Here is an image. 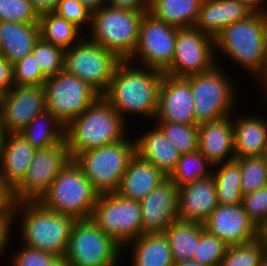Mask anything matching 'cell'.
Here are the masks:
<instances>
[{
    "mask_svg": "<svg viewBox=\"0 0 267 266\" xmlns=\"http://www.w3.org/2000/svg\"><path fill=\"white\" fill-rule=\"evenodd\" d=\"M128 123L100 96L65 126L64 140L73 159L77 154L124 140Z\"/></svg>",
    "mask_w": 267,
    "mask_h": 266,
    "instance_id": "7a4b0ae2",
    "label": "cell"
},
{
    "mask_svg": "<svg viewBox=\"0 0 267 266\" xmlns=\"http://www.w3.org/2000/svg\"><path fill=\"white\" fill-rule=\"evenodd\" d=\"M172 266H206L197 262L196 260H182V261H174Z\"/></svg>",
    "mask_w": 267,
    "mask_h": 266,
    "instance_id": "db71d44e",
    "label": "cell"
},
{
    "mask_svg": "<svg viewBox=\"0 0 267 266\" xmlns=\"http://www.w3.org/2000/svg\"><path fill=\"white\" fill-rule=\"evenodd\" d=\"M107 5L122 10L149 12V0H107Z\"/></svg>",
    "mask_w": 267,
    "mask_h": 266,
    "instance_id": "7dc6e473",
    "label": "cell"
},
{
    "mask_svg": "<svg viewBox=\"0 0 267 266\" xmlns=\"http://www.w3.org/2000/svg\"><path fill=\"white\" fill-rule=\"evenodd\" d=\"M233 140L235 158L262 156L267 147V118L250 113L234 117Z\"/></svg>",
    "mask_w": 267,
    "mask_h": 266,
    "instance_id": "484cf974",
    "label": "cell"
},
{
    "mask_svg": "<svg viewBox=\"0 0 267 266\" xmlns=\"http://www.w3.org/2000/svg\"><path fill=\"white\" fill-rule=\"evenodd\" d=\"M128 245H130L128 247ZM130 248L131 266H172L174 259L164 233H146L123 246Z\"/></svg>",
    "mask_w": 267,
    "mask_h": 266,
    "instance_id": "83f0119b",
    "label": "cell"
},
{
    "mask_svg": "<svg viewBox=\"0 0 267 266\" xmlns=\"http://www.w3.org/2000/svg\"><path fill=\"white\" fill-rule=\"evenodd\" d=\"M65 126L45 109L18 134L36 149L47 148L64 141Z\"/></svg>",
    "mask_w": 267,
    "mask_h": 266,
    "instance_id": "f546056e",
    "label": "cell"
},
{
    "mask_svg": "<svg viewBox=\"0 0 267 266\" xmlns=\"http://www.w3.org/2000/svg\"><path fill=\"white\" fill-rule=\"evenodd\" d=\"M82 3L91 13L98 11L102 6L107 4V0H78Z\"/></svg>",
    "mask_w": 267,
    "mask_h": 266,
    "instance_id": "816d5d0a",
    "label": "cell"
},
{
    "mask_svg": "<svg viewBox=\"0 0 267 266\" xmlns=\"http://www.w3.org/2000/svg\"><path fill=\"white\" fill-rule=\"evenodd\" d=\"M257 240L266 248L267 250V219H265L257 227Z\"/></svg>",
    "mask_w": 267,
    "mask_h": 266,
    "instance_id": "f5cc1de1",
    "label": "cell"
},
{
    "mask_svg": "<svg viewBox=\"0 0 267 266\" xmlns=\"http://www.w3.org/2000/svg\"><path fill=\"white\" fill-rule=\"evenodd\" d=\"M90 219L122 247L142 235L140 201L114 193L99 194Z\"/></svg>",
    "mask_w": 267,
    "mask_h": 266,
    "instance_id": "8fae6325",
    "label": "cell"
},
{
    "mask_svg": "<svg viewBox=\"0 0 267 266\" xmlns=\"http://www.w3.org/2000/svg\"><path fill=\"white\" fill-rule=\"evenodd\" d=\"M218 205L212 175L178 187L177 220L203 223Z\"/></svg>",
    "mask_w": 267,
    "mask_h": 266,
    "instance_id": "ffe728a7",
    "label": "cell"
},
{
    "mask_svg": "<svg viewBox=\"0 0 267 266\" xmlns=\"http://www.w3.org/2000/svg\"><path fill=\"white\" fill-rule=\"evenodd\" d=\"M203 0H149V13L177 28L193 27Z\"/></svg>",
    "mask_w": 267,
    "mask_h": 266,
    "instance_id": "f1b7e54d",
    "label": "cell"
},
{
    "mask_svg": "<svg viewBox=\"0 0 267 266\" xmlns=\"http://www.w3.org/2000/svg\"><path fill=\"white\" fill-rule=\"evenodd\" d=\"M254 77L258 78V80H260L262 82V85L264 86L263 89H265V91H266L265 94H266V98H267V68L264 69L261 73L257 74Z\"/></svg>",
    "mask_w": 267,
    "mask_h": 266,
    "instance_id": "11a10c76",
    "label": "cell"
},
{
    "mask_svg": "<svg viewBox=\"0 0 267 266\" xmlns=\"http://www.w3.org/2000/svg\"><path fill=\"white\" fill-rule=\"evenodd\" d=\"M262 266H267V251H266Z\"/></svg>",
    "mask_w": 267,
    "mask_h": 266,
    "instance_id": "680465c9",
    "label": "cell"
},
{
    "mask_svg": "<svg viewBox=\"0 0 267 266\" xmlns=\"http://www.w3.org/2000/svg\"><path fill=\"white\" fill-rule=\"evenodd\" d=\"M40 38L39 23L0 22V55L14 64L31 53Z\"/></svg>",
    "mask_w": 267,
    "mask_h": 266,
    "instance_id": "4316f807",
    "label": "cell"
},
{
    "mask_svg": "<svg viewBox=\"0 0 267 266\" xmlns=\"http://www.w3.org/2000/svg\"><path fill=\"white\" fill-rule=\"evenodd\" d=\"M213 164L199 150L179 157L175 170L169 178L180 187L212 175Z\"/></svg>",
    "mask_w": 267,
    "mask_h": 266,
    "instance_id": "836d02e7",
    "label": "cell"
},
{
    "mask_svg": "<svg viewBox=\"0 0 267 266\" xmlns=\"http://www.w3.org/2000/svg\"><path fill=\"white\" fill-rule=\"evenodd\" d=\"M235 160L240 166L242 195L251 194L267 186V165L262 156Z\"/></svg>",
    "mask_w": 267,
    "mask_h": 266,
    "instance_id": "d590c367",
    "label": "cell"
},
{
    "mask_svg": "<svg viewBox=\"0 0 267 266\" xmlns=\"http://www.w3.org/2000/svg\"><path fill=\"white\" fill-rule=\"evenodd\" d=\"M39 26L41 38L44 41L64 49L70 48L82 38L80 36L82 32L77 26L54 12L41 14Z\"/></svg>",
    "mask_w": 267,
    "mask_h": 266,
    "instance_id": "d6a6232c",
    "label": "cell"
},
{
    "mask_svg": "<svg viewBox=\"0 0 267 266\" xmlns=\"http://www.w3.org/2000/svg\"><path fill=\"white\" fill-rule=\"evenodd\" d=\"M14 201L12 189L0 177V209H7Z\"/></svg>",
    "mask_w": 267,
    "mask_h": 266,
    "instance_id": "c3c4849f",
    "label": "cell"
},
{
    "mask_svg": "<svg viewBox=\"0 0 267 266\" xmlns=\"http://www.w3.org/2000/svg\"><path fill=\"white\" fill-rule=\"evenodd\" d=\"M14 85V64L0 55V93H7Z\"/></svg>",
    "mask_w": 267,
    "mask_h": 266,
    "instance_id": "bcb514c9",
    "label": "cell"
},
{
    "mask_svg": "<svg viewBox=\"0 0 267 266\" xmlns=\"http://www.w3.org/2000/svg\"><path fill=\"white\" fill-rule=\"evenodd\" d=\"M177 31V27L156 19L149 12L145 13L140 23L136 50L128 61L164 73L174 57Z\"/></svg>",
    "mask_w": 267,
    "mask_h": 266,
    "instance_id": "4fadbf2b",
    "label": "cell"
},
{
    "mask_svg": "<svg viewBox=\"0 0 267 266\" xmlns=\"http://www.w3.org/2000/svg\"><path fill=\"white\" fill-rule=\"evenodd\" d=\"M142 234L163 233L177 220L178 187L167 177L140 201Z\"/></svg>",
    "mask_w": 267,
    "mask_h": 266,
    "instance_id": "d6986e66",
    "label": "cell"
},
{
    "mask_svg": "<svg viewBox=\"0 0 267 266\" xmlns=\"http://www.w3.org/2000/svg\"><path fill=\"white\" fill-rule=\"evenodd\" d=\"M198 150L213 165L235 159L232 115L198 125Z\"/></svg>",
    "mask_w": 267,
    "mask_h": 266,
    "instance_id": "44dd1931",
    "label": "cell"
},
{
    "mask_svg": "<svg viewBox=\"0 0 267 266\" xmlns=\"http://www.w3.org/2000/svg\"><path fill=\"white\" fill-rule=\"evenodd\" d=\"M242 206L250 220L258 227L267 219V186L251 194L243 195Z\"/></svg>",
    "mask_w": 267,
    "mask_h": 266,
    "instance_id": "ee69618b",
    "label": "cell"
},
{
    "mask_svg": "<svg viewBox=\"0 0 267 266\" xmlns=\"http://www.w3.org/2000/svg\"><path fill=\"white\" fill-rule=\"evenodd\" d=\"M23 246V247H22ZM12 256L11 266H65L64 258L22 245Z\"/></svg>",
    "mask_w": 267,
    "mask_h": 266,
    "instance_id": "60d3db41",
    "label": "cell"
},
{
    "mask_svg": "<svg viewBox=\"0 0 267 266\" xmlns=\"http://www.w3.org/2000/svg\"><path fill=\"white\" fill-rule=\"evenodd\" d=\"M34 9L39 15L46 12H53L59 0H30Z\"/></svg>",
    "mask_w": 267,
    "mask_h": 266,
    "instance_id": "681fc988",
    "label": "cell"
},
{
    "mask_svg": "<svg viewBox=\"0 0 267 266\" xmlns=\"http://www.w3.org/2000/svg\"><path fill=\"white\" fill-rule=\"evenodd\" d=\"M220 66L221 63H217L209 71L184 77L190 83L194 98L195 125L230 115L234 117L238 88L234 79L229 74L227 76Z\"/></svg>",
    "mask_w": 267,
    "mask_h": 266,
    "instance_id": "5b68a950",
    "label": "cell"
},
{
    "mask_svg": "<svg viewBox=\"0 0 267 266\" xmlns=\"http://www.w3.org/2000/svg\"><path fill=\"white\" fill-rule=\"evenodd\" d=\"M44 88L46 109L64 126L101 96L87 82L66 70L48 77Z\"/></svg>",
    "mask_w": 267,
    "mask_h": 266,
    "instance_id": "7c38bea8",
    "label": "cell"
},
{
    "mask_svg": "<svg viewBox=\"0 0 267 266\" xmlns=\"http://www.w3.org/2000/svg\"><path fill=\"white\" fill-rule=\"evenodd\" d=\"M204 229L227 246L239 245L257 239V227L244 211L242 203L219 204L203 222Z\"/></svg>",
    "mask_w": 267,
    "mask_h": 266,
    "instance_id": "ac0fdd59",
    "label": "cell"
},
{
    "mask_svg": "<svg viewBox=\"0 0 267 266\" xmlns=\"http://www.w3.org/2000/svg\"><path fill=\"white\" fill-rule=\"evenodd\" d=\"M216 53L215 38L194 27L178 28L174 57L164 74L186 77L209 71L218 63Z\"/></svg>",
    "mask_w": 267,
    "mask_h": 266,
    "instance_id": "5bb4252c",
    "label": "cell"
},
{
    "mask_svg": "<svg viewBox=\"0 0 267 266\" xmlns=\"http://www.w3.org/2000/svg\"><path fill=\"white\" fill-rule=\"evenodd\" d=\"M228 246L204 229L200 223V240L193 259L206 266H220Z\"/></svg>",
    "mask_w": 267,
    "mask_h": 266,
    "instance_id": "f35d334b",
    "label": "cell"
},
{
    "mask_svg": "<svg viewBox=\"0 0 267 266\" xmlns=\"http://www.w3.org/2000/svg\"><path fill=\"white\" fill-rule=\"evenodd\" d=\"M239 1H241L244 5H246L253 12L267 14V8H266L267 0H239Z\"/></svg>",
    "mask_w": 267,
    "mask_h": 266,
    "instance_id": "f907efd6",
    "label": "cell"
},
{
    "mask_svg": "<svg viewBox=\"0 0 267 266\" xmlns=\"http://www.w3.org/2000/svg\"><path fill=\"white\" fill-rule=\"evenodd\" d=\"M4 135H5V133H4L1 121H0V149H1V145H2V142H3Z\"/></svg>",
    "mask_w": 267,
    "mask_h": 266,
    "instance_id": "9f6ffc18",
    "label": "cell"
},
{
    "mask_svg": "<svg viewBox=\"0 0 267 266\" xmlns=\"http://www.w3.org/2000/svg\"><path fill=\"white\" fill-rule=\"evenodd\" d=\"M163 75L159 70L121 61L102 96L126 122V115L131 114L153 120Z\"/></svg>",
    "mask_w": 267,
    "mask_h": 266,
    "instance_id": "6da1fadb",
    "label": "cell"
},
{
    "mask_svg": "<svg viewBox=\"0 0 267 266\" xmlns=\"http://www.w3.org/2000/svg\"><path fill=\"white\" fill-rule=\"evenodd\" d=\"M16 205L17 202L14 201L7 209H0V255L6 252L12 235L11 231H13L12 225L15 220L17 221L15 218Z\"/></svg>",
    "mask_w": 267,
    "mask_h": 266,
    "instance_id": "f6af8a7d",
    "label": "cell"
},
{
    "mask_svg": "<svg viewBox=\"0 0 267 266\" xmlns=\"http://www.w3.org/2000/svg\"><path fill=\"white\" fill-rule=\"evenodd\" d=\"M136 155L135 139L124 140L92 148L77 154L73 160L83 175L99 193H114L121 177Z\"/></svg>",
    "mask_w": 267,
    "mask_h": 266,
    "instance_id": "8992f818",
    "label": "cell"
},
{
    "mask_svg": "<svg viewBox=\"0 0 267 266\" xmlns=\"http://www.w3.org/2000/svg\"><path fill=\"white\" fill-rule=\"evenodd\" d=\"M155 125L166 135L181 155L198 150V125L157 121Z\"/></svg>",
    "mask_w": 267,
    "mask_h": 266,
    "instance_id": "e575fe53",
    "label": "cell"
},
{
    "mask_svg": "<svg viewBox=\"0 0 267 266\" xmlns=\"http://www.w3.org/2000/svg\"><path fill=\"white\" fill-rule=\"evenodd\" d=\"M46 79L32 52L14 63L15 86L44 85Z\"/></svg>",
    "mask_w": 267,
    "mask_h": 266,
    "instance_id": "b9f144b4",
    "label": "cell"
},
{
    "mask_svg": "<svg viewBox=\"0 0 267 266\" xmlns=\"http://www.w3.org/2000/svg\"><path fill=\"white\" fill-rule=\"evenodd\" d=\"M37 149L20 134H5L0 149V177L13 190L24 178Z\"/></svg>",
    "mask_w": 267,
    "mask_h": 266,
    "instance_id": "603a6c76",
    "label": "cell"
},
{
    "mask_svg": "<svg viewBox=\"0 0 267 266\" xmlns=\"http://www.w3.org/2000/svg\"><path fill=\"white\" fill-rule=\"evenodd\" d=\"M262 157L264 158L265 164L267 165V147L265 148Z\"/></svg>",
    "mask_w": 267,
    "mask_h": 266,
    "instance_id": "6f0895ef",
    "label": "cell"
},
{
    "mask_svg": "<svg viewBox=\"0 0 267 266\" xmlns=\"http://www.w3.org/2000/svg\"><path fill=\"white\" fill-rule=\"evenodd\" d=\"M145 13L106 4L91 13L88 38L113 52L121 61L129 60L136 50L140 23Z\"/></svg>",
    "mask_w": 267,
    "mask_h": 266,
    "instance_id": "52a82bcc",
    "label": "cell"
},
{
    "mask_svg": "<svg viewBox=\"0 0 267 266\" xmlns=\"http://www.w3.org/2000/svg\"><path fill=\"white\" fill-rule=\"evenodd\" d=\"M53 12L73 23L81 31L84 25H87V28L91 25V12L78 0H59Z\"/></svg>",
    "mask_w": 267,
    "mask_h": 266,
    "instance_id": "7bdbcfd3",
    "label": "cell"
},
{
    "mask_svg": "<svg viewBox=\"0 0 267 266\" xmlns=\"http://www.w3.org/2000/svg\"><path fill=\"white\" fill-rule=\"evenodd\" d=\"M163 233L174 261L193 260L200 240V222L175 220Z\"/></svg>",
    "mask_w": 267,
    "mask_h": 266,
    "instance_id": "4dcf8cb0",
    "label": "cell"
},
{
    "mask_svg": "<svg viewBox=\"0 0 267 266\" xmlns=\"http://www.w3.org/2000/svg\"><path fill=\"white\" fill-rule=\"evenodd\" d=\"M156 121L195 124L194 98L190 83L184 77L163 75L154 119Z\"/></svg>",
    "mask_w": 267,
    "mask_h": 266,
    "instance_id": "e0dca14e",
    "label": "cell"
},
{
    "mask_svg": "<svg viewBox=\"0 0 267 266\" xmlns=\"http://www.w3.org/2000/svg\"><path fill=\"white\" fill-rule=\"evenodd\" d=\"M45 109L44 85H14L1 97L0 121L4 133H20Z\"/></svg>",
    "mask_w": 267,
    "mask_h": 266,
    "instance_id": "2e32d148",
    "label": "cell"
},
{
    "mask_svg": "<svg viewBox=\"0 0 267 266\" xmlns=\"http://www.w3.org/2000/svg\"><path fill=\"white\" fill-rule=\"evenodd\" d=\"M218 48V49H217ZM257 75L267 68V14L253 12L215 37V51Z\"/></svg>",
    "mask_w": 267,
    "mask_h": 266,
    "instance_id": "277c9868",
    "label": "cell"
},
{
    "mask_svg": "<svg viewBox=\"0 0 267 266\" xmlns=\"http://www.w3.org/2000/svg\"><path fill=\"white\" fill-rule=\"evenodd\" d=\"M39 18L30 0H0V22L39 23Z\"/></svg>",
    "mask_w": 267,
    "mask_h": 266,
    "instance_id": "ab89813d",
    "label": "cell"
},
{
    "mask_svg": "<svg viewBox=\"0 0 267 266\" xmlns=\"http://www.w3.org/2000/svg\"><path fill=\"white\" fill-rule=\"evenodd\" d=\"M266 251L257 239L228 246L220 266H262Z\"/></svg>",
    "mask_w": 267,
    "mask_h": 266,
    "instance_id": "8d00e7d4",
    "label": "cell"
},
{
    "mask_svg": "<svg viewBox=\"0 0 267 266\" xmlns=\"http://www.w3.org/2000/svg\"><path fill=\"white\" fill-rule=\"evenodd\" d=\"M146 131L134 138L136 154L141 159L155 165L169 177L175 170L181 154L155 124L151 130Z\"/></svg>",
    "mask_w": 267,
    "mask_h": 266,
    "instance_id": "cb8c5ba5",
    "label": "cell"
},
{
    "mask_svg": "<svg viewBox=\"0 0 267 266\" xmlns=\"http://www.w3.org/2000/svg\"><path fill=\"white\" fill-rule=\"evenodd\" d=\"M37 64L40 65L42 73L48 78L55 76L64 70L65 49L52 43L38 40L33 51Z\"/></svg>",
    "mask_w": 267,
    "mask_h": 266,
    "instance_id": "74e56055",
    "label": "cell"
},
{
    "mask_svg": "<svg viewBox=\"0 0 267 266\" xmlns=\"http://www.w3.org/2000/svg\"><path fill=\"white\" fill-rule=\"evenodd\" d=\"M123 247L90 218L73 223L65 266H118Z\"/></svg>",
    "mask_w": 267,
    "mask_h": 266,
    "instance_id": "9c48e42d",
    "label": "cell"
},
{
    "mask_svg": "<svg viewBox=\"0 0 267 266\" xmlns=\"http://www.w3.org/2000/svg\"><path fill=\"white\" fill-rule=\"evenodd\" d=\"M82 36L84 39L82 37L65 49L64 70L87 82L102 96L121 60L113 52Z\"/></svg>",
    "mask_w": 267,
    "mask_h": 266,
    "instance_id": "30bf717a",
    "label": "cell"
},
{
    "mask_svg": "<svg viewBox=\"0 0 267 266\" xmlns=\"http://www.w3.org/2000/svg\"><path fill=\"white\" fill-rule=\"evenodd\" d=\"M212 176L215 180L219 204L234 205L242 203L241 171L239 163L235 159L214 165Z\"/></svg>",
    "mask_w": 267,
    "mask_h": 266,
    "instance_id": "1f68e13d",
    "label": "cell"
},
{
    "mask_svg": "<svg viewBox=\"0 0 267 266\" xmlns=\"http://www.w3.org/2000/svg\"><path fill=\"white\" fill-rule=\"evenodd\" d=\"M15 217L22 244L65 257L74 217L53 212L39 201L17 202Z\"/></svg>",
    "mask_w": 267,
    "mask_h": 266,
    "instance_id": "3957f363",
    "label": "cell"
},
{
    "mask_svg": "<svg viewBox=\"0 0 267 266\" xmlns=\"http://www.w3.org/2000/svg\"><path fill=\"white\" fill-rule=\"evenodd\" d=\"M252 13L239 0H203L193 27L215 38L228 25Z\"/></svg>",
    "mask_w": 267,
    "mask_h": 266,
    "instance_id": "7402d4cb",
    "label": "cell"
},
{
    "mask_svg": "<svg viewBox=\"0 0 267 266\" xmlns=\"http://www.w3.org/2000/svg\"><path fill=\"white\" fill-rule=\"evenodd\" d=\"M70 159L65 140L37 149L23 180L12 190L14 200L39 201Z\"/></svg>",
    "mask_w": 267,
    "mask_h": 266,
    "instance_id": "9a60e30c",
    "label": "cell"
},
{
    "mask_svg": "<svg viewBox=\"0 0 267 266\" xmlns=\"http://www.w3.org/2000/svg\"><path fill=\"white\" fill-rule=\"evenodd\" d=\"M99 193L70 159L39 202L47 209L75 219H88Z\"/></svg>",
    "mask_w": 267,
    "mask_h": 266,
    "instance_id": "ba28073f",
    "label": "cell"
},
{
    "mask_svg": "<svg viewBox=\"0 0 267 266\" xmlns=\"http://www.w3.org/2000/svg\"><path fill=\"white\" fill-rule=\"evenodd\" d=\"M166 178L155 165L136 154L121 177L116 193L126 199L141 201Z\"/></svg>",
    "mask_w": 267,
    "mask_h": 266,
    "instance_id": "d4e9b609",
    "label": "cell"
}]
</instances>
